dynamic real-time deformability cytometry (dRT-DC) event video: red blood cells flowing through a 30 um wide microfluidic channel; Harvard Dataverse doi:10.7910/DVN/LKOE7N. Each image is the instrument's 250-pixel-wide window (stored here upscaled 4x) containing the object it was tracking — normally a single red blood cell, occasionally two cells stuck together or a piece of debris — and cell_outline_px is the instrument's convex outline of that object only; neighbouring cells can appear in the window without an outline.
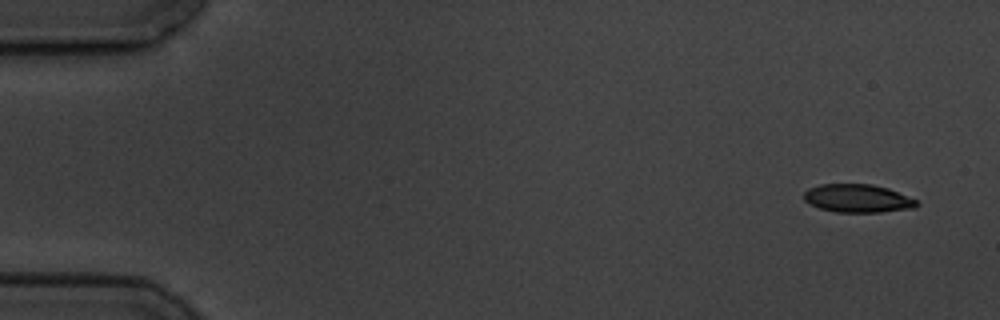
{"species": "common noctule bat (a hibernating species)", "species_latin": "Nyctalus noctula", "temperature_condition": "cold", "stored_images_in_passage": 5, "camera_frame_rate_fps": 3000, "um_per_image_px": 0.085, "animal": {"sex": "male", "body_mass_g": 19.5, "forearm_length_mm": 54.6}, "frame": {"image": 1, "passage_image": 1, "time_ms": 0.0, "image_size_px": [1000, 320], "cell_outline_px": [[920, 204], [916, 208], [880, 212], [836, 212], [820, 208], [804, 200], [804, 192], [808, 188], [820, 184], [872, 184], [888, 188], [916, 200]], "centroid_in_image_um": [72.91, 16.86], "position_along_channel_um": 12.1, "area_um2": 18.5}}
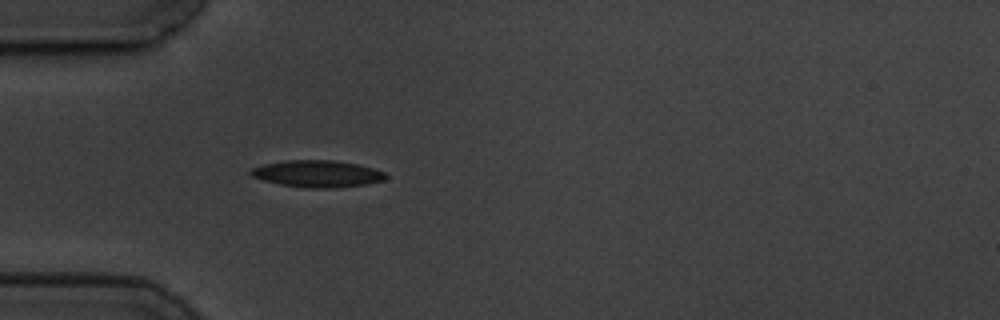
{"frame": {"image": 2, "passage_image": 5, "time_ms": 4.667, "image_size_px": [1000, 320], "cell_outline_px": [[388, 176], [384, 180], [364, 184], [332, 188], [312, 188], [280, 184], [264, 180], [252, 176], [248, 172], [252, 168], [264, 164], [288, 160], [332, 160], [356, 164], [372, 168], [384, 172]], "centroid_in_image_um": [26.96, 14.76], "position_along_channel_um": 58.0, "area_um2": 20.81}}